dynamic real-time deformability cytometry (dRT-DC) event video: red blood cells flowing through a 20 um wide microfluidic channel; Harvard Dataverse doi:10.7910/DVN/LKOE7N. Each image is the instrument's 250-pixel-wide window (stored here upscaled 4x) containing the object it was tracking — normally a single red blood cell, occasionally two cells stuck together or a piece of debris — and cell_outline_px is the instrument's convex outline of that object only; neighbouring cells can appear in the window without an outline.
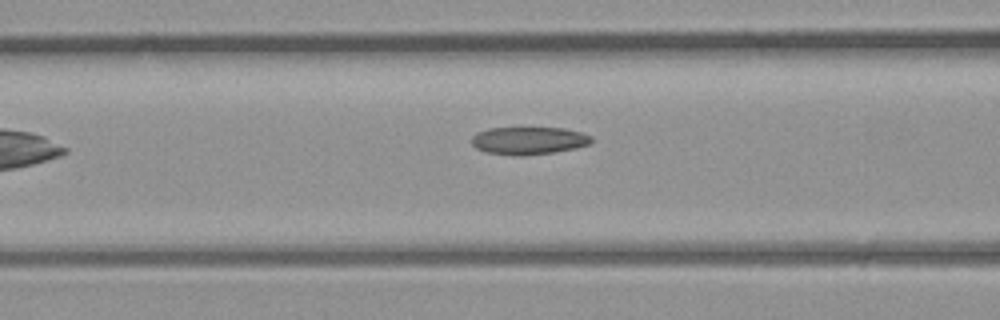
{"species": "common noctule bat (a hibernating species)", "species_latin": "Nyctalus noctula", "temperature_condition": "room temperature", "stored_images_in_passage": 5, "segment_of_instrument_passage": [1, 2], "camera_frame_rate_fps": 3000, "um_per_image_px": 0.085, "animal": {"sex": "male", "body_mass_g": 23.1, "forearm_length_mm": 52.7}, "frame": {"image": 1, "passage_image": 4, "time_ms": 3.667, "image_size_px": [1000, 320], "cell_outline_px": [[592, 144], [576, 148], [552, 152], [524, 156], [512, 156], [488, 152], [476, 148], [472, 144], [472, 136], [476, 132], [488, 128], [564, 128], [580, 132], [592, 136]], "centroid_in_image_um": [44.94, 11.95], "position_along_channel_um": 121.7, "area_um2": 19.42}}